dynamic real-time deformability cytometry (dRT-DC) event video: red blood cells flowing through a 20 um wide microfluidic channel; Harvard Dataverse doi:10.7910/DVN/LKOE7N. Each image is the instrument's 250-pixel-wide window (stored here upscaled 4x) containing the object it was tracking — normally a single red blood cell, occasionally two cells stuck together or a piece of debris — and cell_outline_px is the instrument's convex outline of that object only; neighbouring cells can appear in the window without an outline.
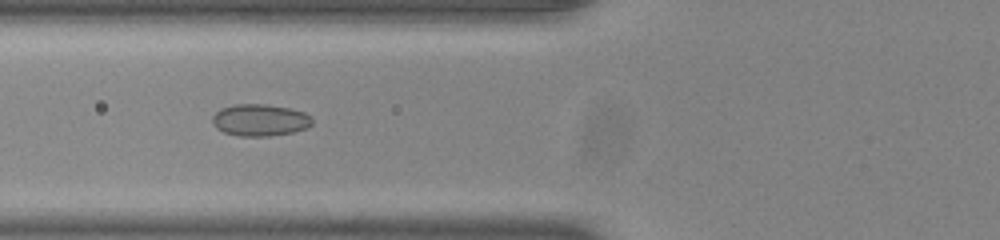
{"species": "common noctule bat (a hibernating species)", "species_latin": "Nyctalus noctula", "temperature_condition": "room temperature", "stored_images_in_passage": 11, "camera_frame_rate_fps": 3000, "um_per_image_px": 0.085, "animal": {"sex": "male", "body_mass_g": 20.0, "forearm_length_mm": 53.3}, "frame": {"image": 1, "passage_image": 3, "time_ms": 0.667, "image_size_px": [1000, 240], "cell_outline_px": [[312, 124], [308, 128], [292, 132], [268, 136], [240, 136], [224, 132], [216, 128], [212, 124], [212, 116], [220, 108], [236, 104], [268, 104], [288, 108], [304, 112], [312, 116]], "centroid_in_image_um": [22.09, 10.2], "position_along_channel_um": 103.7, "area_um2": 18.67}}
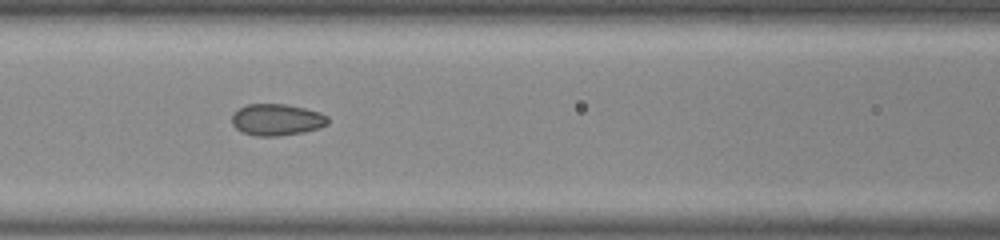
{"frame": {"image": 2, "passage_image": 6, "time_ms": 1.667, "image_size_px": [1000, 240], "cell_outline_px": [[328, 124], [320, 128], [304, 132], [276, 136], [256, 136], [240, 132], [232, 124], [232, 112], [244, 104], [284, 104], [304, 108], [320, 112], [328, 116]], "centroid_in_image_um": [23.5, 10.17], "position_along_channel_um": 143.1, "area_um2": 17.92}}
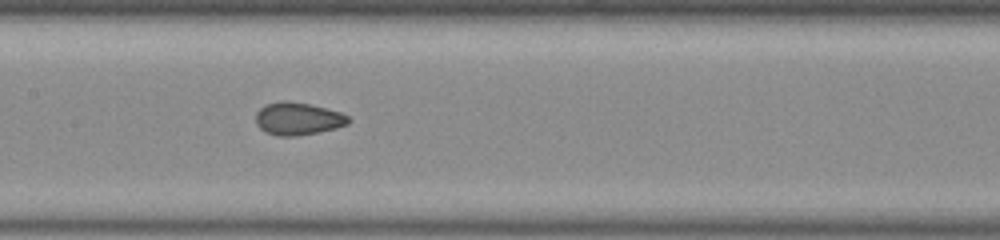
{"frame": {"image": 3, "passage_image": 9, "time_ms": 2.667, "image_size_px": [1000, 240], "cell_outline_px": [[352, 120], [348, 124], [336, 128], [296, 136], [276, 136], [264, 132], [256, 124], [256, 112], [264, 104], [280, 100], [288, 100], [308, 104], [340, 112], [348, 116]], "centroid_in_image_um": [25.29, 10.08], "position_along_channel_um": 182.1, "area_um2": 17.74}}